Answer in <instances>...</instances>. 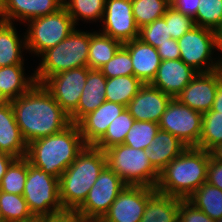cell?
<instances>
[{"mask_svg":"<svg viewBox=\"0 0 222 222\" xmlns=\"http://www.w3.org/2000/svg\"><path fill=\"white\" fill-rule=\"evenodd\" d=\"M16 123L27 144L58 133L71 124L69 115L55 101L43 84L10 101Z\"/></svg>","mask_w":222,"mask_h":222,"instance_id":"6da1fadb","label":"cell"},{"mask_svg":"<svg viewBox=\"0 0 222 222\" xmlns=\"http://www.w3.org/2000/svg\"><path fill=\"white\" fill-rule=\"evenodd\" d=\"M85 146L78 125L71 123L58 133L27 144L25 158L34 167L59 179Z\"/></svg>","mask_w":222,"mask_h":222,"instance_id":"7a4b0ae2","label":"cell"},{"mask_svg":"<svg viewBox=\"0 0 222 222\" xmlns=\"http://www.w3.org/2000/svg\"><path fill=\"white\" fill-rule=\"evenodd\" d=\"M210 153L197 147H187L161 172L156 191L187 199L207 179Z\"/></svg>","mask_w":222,"mask_h":222,"instance_id":"3957f363","label":"cell"},{"mask_svg":"<svg viewBox=\"0 0 222 222\" xmlns=\"http://www.w3.org/2000/svg\"><path fill=\"white\" fill-rule=\"evenodd\" d=\"M106 166L103 150L86 145L59 178V198L64 210L76 211Z\"/></svg>","mask_w":222,"mask_h":222,"instance_id":"277c9868","label":"cell"},{"mask_svg":"<svg viewBox=\"0 0 222 222\" xmlns=\"http://www.w3.org/2000/svg\"><path fill=\"white\" fill-rule=\"evenodd\" d=\"M92 32L75 29L55 47L39 57V66L34 70L36 83L43 84L49 77L62 71L87 67Z\"/></svg>","mask_w":222,"mask_h":222,"instance_id":"5b68a950","label":"cell"},{"mask_svg":"<svg viewBox=\"0 0 222 222\" xmlns=\"http://www.w3.org/2000/svg\"><path fill=\"white\" fill-rule=\"evenodd\" d=\"M106 165L127 186L156 188L160 173L149 161L147 150L135 149L125 144L111 146L105 151Z\"/></svg>","mask_w":222,"mask_h":222,"instance_id":"8992f818","label":"cell"},{"mask_svg":"<svg viewBox=\"0 0 222 222\" xmlns=\"http://www.w3.org/2000/svg\"><path fill=\"white\" fill-rule=\"evenodd\" d=\"M26 25L28 27L24 33L27 51L38 57L49 48L55 47L76 29L64 6L54 13L29 20Z\"/></svg>","mask_w":222,"mask_h":222,"instance_id":"52a82bcc","label":"cell"},{"mask_svg":"<svg viewBox=\"0 0 222 222\" xmlns=\"http://www.w3.org/2000/svg\"><path fill=\"white\" fill-rule=\"evenodd\" d=\"M177 41L180 49V59L198 73L212 72L221 68L222 57H219L220 54L216 58L213 57L216 49L219 52L215 31L194 26Z\"/></svg>","mask_w":222,"mask_h":222,"instance_id":"ba28073f","label":"cell"},{"mask_svg":"<svg viewBox=\"0 0 222 222\" xmlns=\"http://www.w3.org/2000/svg\"><path fill=\"white\" fill-rule=\"evenodd\" d=\"M22 196L32 215L47 216L64 210L59 198V179L34 167L28 160Z\"/></svg>","mask_w":222,"mask_h":222,"instance_id":"9c48e42d","label":"cell"},{"mask_svg":"<svg viewBox=\"0 0 222 222\" xmlns=\"http://www.w3.org/2000/svg\"><path fill=\"white\" fill-rule=\"evenodd\" d=\"M126 186L123 180L106 165L76 213L83 222H99Z\"/></svg>","mask_w":222,"mask_h":222,"instance_id":"30bf717a","label":"cell"},{"mask_svg":"<svg viewBox=\"0 0 222 222\" xmlns=\"http://www.w3.org/2000/svg\"><path fill=\"white\" fill-rule=\"evenodd\" d=\"M202 117V113L174 98L161 116L159 129L177 137L187 147H197L202 132Z\"/></svg>","mask_w":222,"mask_h":222,"instance_id":"8fae6325","label":"cell"},{"mask_svg":"<svg viewBox=\"0 0 222 222\" xmlns=\"http://www.w3.org/2000/svg\"><path fill=\"white\" fill-rule=\"evenodd\" d=\"M89 70L88 67H80L62 71L49 77L43 83L69 116L77 109Z\"/></svg>","mask_w":222,"mask_h":222,"instance_id":"7c38bea8","label":"cell"},{"mask_svg":"<svg viewBox=\"0 0 222 222\" xmlns=\"http://www.w3.org/2000/svg\"><path fill=\"white\" fill-rule=\"evenodd\" d=\"M156 192L148 186H126L99 222H140L147 201Z\"/></svg>","mask_w":222,"mask_h":222,"instance_id":"4fadbf2b","label":"cell"},{"mask_svg":"<svg viewBox=\"0 0 222 222\" xmlns=\"http://www.w3.org/2000/svg\"><path fill=\"white\" fill-rule=\"evenodd\" d=\"M101 33L122 44L139 38V28L134 20L131 0H106Z\"/></svg>","mask_w":222,"mask_h":222,"instance_id":"5bb4252c","label":"cell"},{"mask_svg":"<svg viewBox=\"0 0 222 222\" xmlns=\"http://www.w3.org/2000/svg\"><path fill=\"white\" fill-rule=\"evenodd\" d=\"M221 81L222 68L212 72L198 73L176 99L181 104L204 114L212 109Z\"/></svg>","mask_w":222,"mask_h":222,"instance_id":"9a60e30c","label":"cell"},{"mask_svg":"<svg viewBox=\"0 0 222 222\" xmlns=\"http://www.w3.org/2000/svg\"><path fill=\"white\" fill-rule=\"evenodd\" d=\"M173 98L151 84H143L126 109L135 121L159 123Z\"/></svg>","mask_w":222,"mask_h":222,"instance_id":"2e32d148","label":"cell"},{"mask_svg":"<svg viewBox=\"0 0 222 222\" xmlns=\"http://www.w3.org/2000/svg\"><path fill=\"white\" fill-rule=\"evenodd\" d=\"M197 74V71L181 59L164 60L161 61L156 76L150 84L174 99Z\"/></svg>","mask_w":222,"mask_h":222,"instance_id":"e0dca14e","label":"cell"},{"mask_svg":"<svg viewBox=\"0 0 222 222\" xmlns=\"http://www.w3.org/2000/svg\"><path fill=\"white\" fill-rule=\"evenodd\" d=\"M125 109L119 103L104 101L95 111L85 115L77 123L85 144L94 146L105 135L110 123Z\"/></svg>","mask_w":222,"mask_h":222,"instance_id":"ac0fdd59","label":"cell"},{"mask_svg":"<svg viewBox=\"0 0 222 222\" xmlns=\"http://www.w3.org/2000/svg\"><path fill=\"white\" fill-rule=\"evenodd\" d=\"M63 7V0H2L1 21L27 23Z\"/></svg>","mask_w":222,"mask_h":222,"instance_id":"d6986e66","label":"cell"},{"mask_svg":"<svg viewBox=\"0 0 222 222\" xmlns=\"http://www.w3.org/2000/svg\"><path fill=\"white\" fill-rule=\"evenodd\" d=\"M129 51L133 64V76L143 84H150L161 64L157 49L136 38L123 44Z\"/></svg>","mask_w":222,"mask_h":222,"instance_id":"ffe728a7","label":"cell"},{"mask_svg":"<svg viewBox=\"0 0 222 222\" xmlns=\"http://www.w3.org/2000/svg\"><path fill=\"white\" fill-rule=\"evenodd\" d=\"M106 81L107 78L100 70H89L77 109L69 116L71 123L77 124L85 115L95 111L106 101Z\"/></svg>","mask_w":222,"mask_h":222,"instance_id":"44dd1931","label":"cell"},{"mask_svg":"<svg viewBox=\"0 0 222 222\" xmlns=\"http://www.w3.org/2000/svg\"><path fill=\"white\" fill-rule=\"evenodd\" d=\"M0 151L16 159L26 156L27 142L16 123L11 102L0 106Z\"/></svg>","mask_w":222,"mask_h":222,"instance_id":"7402d4cb","label":"cell"},{"mask_svg":"<svg viewBox=\"0 0 222 222\" xmlns=\"http://www.w3.org/2000/svg\"><path fill=\"white\" fill-rule=\"evenodd\" d=\"M187 146L169 132L160 130L147 149L152 166L160 173L173 159L179 156Z\"/></svg>","mask_w":222,"mask_h":222,"instance_id":"603a6c76","label":"cell"},{"mask_svg":"<svg viewBox=\"0 0 222 222\" xmlns=\"http://www.w3.org/2000/svg\"><path fill=\"white\" fill-rule=\"evenodd\" d=\"M14 23L0 20V68L24 65L23 51H27L26 38H20Z\"/></svg>","mask_w":222,"mask_h":222,"instance_id":"cb8c5ba5","label":"cell"},{"mask_svg":"<svg viewBox=\"0 0 222 222\" xmlns=\"http://www.w3.org/2000/svg\"><path fill=\"white\" fill-rule=\"evenodd\" d=\"M24 65H10L0 68V90L9 100H15L35 84V74L25 75Z\"/></svg>","mask_w":222,"mask_h":222,"instance_id":"d4e9b609","label":"cell"},{"mask_svg":"<svg viewBox=\"0 0 222 222\" xmlns=\"http://www.w3.org/2000/svg\"><path fill=\"white\" fill-rule=\"evenodd\" d=\"M180 198L156 192L148 201L140 222H178Z\"/></svg>","mask_w":222,"mask_h":222,"instance_id":"484cf974","label":"cell"},{"mask_svg":"<svg viewBox=\"0 0 222 222\" xmlns=\"http://www.w3.org/2000/svg\"><path fill=\"white\" fill-rule=\"evenodd\" d=\"M123 44L100 31L92 32L88 53L89 69H100L109 62Z\"/></svg>","mask_w":222,"mask_h":222,"instance_id":"4316f807","label":"cell"},{"mask_svg":"<svg viewBox=\"0 0 222 222\" xmlns=\"http://www.w3.org/2000/svg\"><path fill=\"white\" fill-rule=\"evenodd\" d=\"M187 200L212 220L222 218V190L204 182Z\"/></svg>","mask_w":222,"mask_h":222,"instance_id":"83f0119b","label":"cell"},{"mask_svg":"<svg viewBox=\"0 0 222 222\" xmlns=\"http://www.w3.org/2000/svg\"><path fill=\"white\" fill-rule=\"evenodd\" d=\"M142 85L143 83L132 75L107 78L105 99L127 107Z\"/></svg>","mask_w":222,"mask_h":222,"instance_id":"f1b7e54d","label":"cell"},{"mask_svg":"<svg viewBox=\"0 0 222 222\" xmlns=\"http://www.w3.org/2000/svg\"><path fill=\"white\" fill-rule=\"evenodd\" d=\"M106 0H63V6L72 17L74 24L79 20L92 22L102 20Z\"/></svg>","mask_w":222,"mask_h":222,"instance_id":"f546056e","label":"cell"},{"mask_svg":"<svg viewBox=\"0 0 222 222\" xmlns=\"http://www.w3.org/2000/svg\"><path fill=\"white\" fill-rule=\"evenodd\" d=\"M134 20L139 29L165 15L168 0H131Z\"/></svg>","mask_w":222,"mask_h":222,"instance_id":"4dcf8cb0","label":"cell"},{"mask_svg":"<svg viewBox=\"0 0 222 222\" xmlns=\"http://www.w3.org/2000/svg\"><path fill=\"white\" fill-rule=\"evenodd\" d=\"M134 122L135 119L133 116L127 109H125L110 123L105 135L94 146L105 151L111 146L123 144L125 137Z\"/></svg>","mask_w":222,"mask_h":222,"instance_id":"1f68e13d","label":"cell"},{"mask_svg":"<svg viewBox=\"0 0 222 222\" xmlns=\"http://www.w3.org/2000/svg\"><path fill=\"white\" fill-rule=\"evenodd\" d=\"M222 143V114L213 111L203 114L202 132L197 148L209 152L212 148Z\"/></svg>","mask_w":222,"mask_h":222,"instance_id":"d6a6232c","label":"cell"},{"mask_svg":"<svg viewBox=\"0 0 222 222\" xmlns=\"http://www.w3.org/2000/svg\"><path fill=\"white\" fill-rule=\"evenodd\" d=\"M0 212L3 222H17L33 216L22 195L2 191H0Z\"/></svg>","mask_w":222,"mask_h":222,"instance_id":"836d02e7","label":"cell"},{"mask_svg":"<svg viewBox=\"0 0 222 222\" xmlns=\"http://www.w3.org/2000/svg\"><path fill=\"white\" fill-rule=\"evenodd\" d=\"M27 177V159H15L0 182V191L23 195Z\"/></svg>","mask_w":222,"mask_h":222,"instance_id":"e575fe53","label":"cell"},{"mask_svg":"<svg viewBox=\"0 0 222 222\" xmlns=\"http://www.w3.org/2000/svg\"><path fill=\"white\" fill-rule=\"evenodd\" d=\"M158 131L159 124L156 122L135 121L123 144L135 149L147 150Z\"/></svg>","mask_w":222,"mask_h":222,"instance_id":"d590c367","label":"cell"},{"mask_svg":"<svg viewBox=\"0 0 222 222\" xmlns=\"http://www.w3.org/2000/svg\"><path fill=\"white\" fill-rule=\"evenodd\" d=\"M194 23L217 32L222 25V0H200Z\"/></svg>","mask_w":222,"mask_h":222,"instance_id":"8d00e7d4","label":"cell"},{"mask_svg":"<svg viewBox=\"0 0 222 222\" xmlns=\"http://www.w3.org/2000/svg\"><path fill=\"white\" fill-rule=\"evenodd\" d=\"M99 70L106 78L133 76V64L129 51L122 45L114 57Z\"/></svg>","mask_w":222,"mask_h":222,"instance_id":"74e56055","label":"cell"},{"mask_svg":"<svg viewBox=\"0 0 222 222\" xmlns=\"http://www.w3.org/2000/svg\"><path fill=\"white\" fill-rule=\"evenodd\" d=\"M170 38L168 25L163 17L139 29V39L155 48L168 42Z\"/></svg>","mask_w":222,"mask_h":222,"instance_id":"f35d334b","label":"cell"},{"mask_svg":"<svg viewBox=\"0 0 222 222\" xmlns=\"http://www.w3.org/2000/svg\"><path fill=\"white\" fill-rule=\"evenodd\" d=\"M166 25L172 39L178 40L182 35L191 30L194 26V20L187 15L177 11L172 6L166 9L165 15Z\"/></svg>","mask_w":222,"mask_h":222,"instance_id":"ab89813d","label":"cell"},{"mask_svg":"<svg viewBox=\"0 0 222 222\" xmlns=\"http://www.w3.org/2000/svg\"><path fill=\"white\" fill-rule=\"evenodd\" d=\"M178 222H214L208 215L187 199L180 200Z\"/></svg>","mask_w":222,"mask_h":222,"instance_id":"60d3db41","label":"cell"},{"mask_svg":"<svg viewBox=\"0 0 222 222\" xmlns=\"http://www.w3.org/2000/svg\"><path fill=\"white\" fill-rule=\"evenodd\" d=\"M156 49L162 61L180 59L179 45L175 39H168V42L161 44Z\"/></svg>","mask_w":222,"mask_h":222,"instance_id":"b9f144b4","label":"cell"},{"mask_svg":"<svg viewBox=\"0 0 222 222\" xmlns=\"http://www.w3.org/2000/svg\"><path fill=\"white\" fill-rule=\"evenodd\" d=\"M199 1L200 0H171L170 6L195 20Z\"/></svg>","mask_w":222,"mask_h":222,"instance_id":"7bdbcfd3","label":"cell"},{"mask_svg":"<svg viewBox=\"0 0 222 222\" xmlns=\"http://www.w3.org/2000/svg\"><path fill=\"white\" fill-rule=\"evenodd\" d=\"M206 182L222 190V163L210 157Z\"/></svg>","mask_w":222,"mask_h":222,"instance_id":"ee69618b","label":"cell"},{"mask_svg":"<svg viewBox=\"0 0 222 222\" xmlns=\"http://www.w3.org/2000/svg\"><path fill=\"white\" fill-rule=\"evenodd\" d=\"M43 222H83L82 218L74 210H63L47 216H43Z\"/></svg>","mask_w":222,"mask_h":222,"instance_id":"f6af8a7d","label":"cell"},{"mask_svg":"<svg viewBox=\"0 0 222 222\" xmlns=\"http://www.w3.org/2000/svg\"><path fill=\"white\" fill-rule=\"evenodd\" d=\"M16 158L0 151V182L2 177L6 174L7 168Z\"/></svg>","mask_w":222,"mask_h":222,"instance_id":"bcb514c9","label":"cell"},{"mask_svg":"<svg viewBox=\"0 0 222 222\" xmlns=\"http://www.w3.org/2000/svg\"><path fill=\"white\" fill-rule=\"evenodd\" d=\"M212 110L222 114V81L218 85Z\"/></svg>","mask_w":222,"mask_h":222,"instance_id":"7dc6e473","label":"cell"},{"mask_svg":"<svg viewBox=\"0 0 222 222\" xmlns=\"http://www.w3.org/2000/svg\"><path fill=\"white\" fill-rule=\"evenodd\" d=\"M209 153L213 160L222 163V143L212 148Z\"/></svg>","mask_w":222,"mask_h":222,"instance_id":"c3c4849f","label":"cell"},{"mask_svg":"<svg viewBox=\"0 0 222 222\" xmlns=\"http://www.w3.org/2000/svg\"><path fill=\"white\" fill-rule=\"evenodd\" d=\"M216 35H217V40H218L219 51L222 53V25L217 30ZM221 56H222V54H221Z\"/></svg>","mask_w":222,"mask_h":222,"instance_id":"681fc988","label":"cell"},{"mask_svg":"<svg viewBox=\"0 0 222 222\" xmlns=\"http://www.w3.org/2000/svg\"><path fill=\"white\" fill-rule=\"evenodd\" d=\"M17 222H43V216H35L33 215L32 217L26 219V220H21Z\"/></svg>","mask_w":222,"mask_h":222,"instance_id":"f907efd6","label":"cell"},{"mask_svg":"<svg viewBox=\"0 0 222 222\" xmlns=\"http://www.w3.org/2000/svg\"><path fill=\"white\" fill-rule=\"evenodd\" d=\"M8 103H10V101L5 97V95L0 90V106L1 105H6Z\"/></svg>","mask_w":222,"mask_h":222,"instance_id":"816d5d0a","label":"cell"},{"mask_svg":"<svg viewBox=\"0 0 222 222\" xmlns=\"http://www.w3.org/2000/svg\"><path fill=\"white\" fill-rule=\"evenodd\" d=\"M1 14H2V0H0V18H1Z\"/></svg>","mask_w":222,"mask_h":222,"instance_id":"f5cc1de1","label":"cell"},{"mask_svg":"<svg viewBox=\"0 0 222 222\" xmlns=\"http://www.w3.org/2000/svg\"><path fill=\"white\" fill-rule=\"evenodd\" d=\"M214 222H222V218L214 220Z\"/></svg>","mask_w":222,"mask_h":222,"instance_id":"db71d44e","label":"cell"},{"mask_svg":"<svg viewBox=\"0 0 222 222\" xmlns=\"http://www.w3.org/2000/svg\"><path fill=\"white\" fill-rule=\"evenodd\" d=\"M0 222H3V218H2L1 212H0Z\"/></svg>","mask_w":222,"mask_h":222,"instance_id":"11a10c76","label":"cell"}]
</instances>
